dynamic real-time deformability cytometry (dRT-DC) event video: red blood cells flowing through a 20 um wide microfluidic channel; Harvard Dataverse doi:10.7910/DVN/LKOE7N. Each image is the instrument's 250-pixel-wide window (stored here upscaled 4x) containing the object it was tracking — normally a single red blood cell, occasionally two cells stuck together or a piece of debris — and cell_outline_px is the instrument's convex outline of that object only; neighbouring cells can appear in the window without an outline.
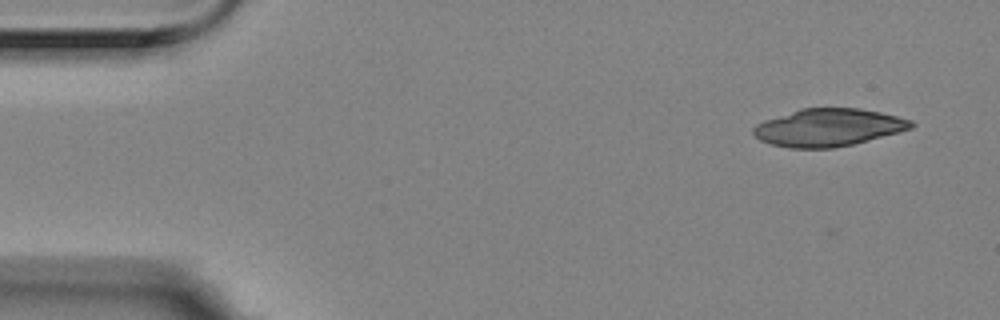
{"species": "Egyptian fruit bat (a non-hibernating species)", "species_latin": "Rousettus aegyptiacus", "temperature_condition": "room temperature", "stored_images_in_passage": 4, "camera_frame_rate_fps": 3000, "um_per_image_px": 0.085, "animal": {"sex": "female"}, "frame": {"image": 1, "passage_image": 1, "time_ms": 0.0, "image_size_px": [1000, 320], "cell_outline_px": [[916, 124], [912, 128], [900, 132], [852, 144], [832, 148], [788, 148], [768, 144], [760, 140], [752, 132], [752, 128], [756, 124], [764, 120], [800, 108], [860, 108], [880, 112], [912, 120]], "centroid_in_image_um": [70.39, 10.84], "position_along_channel_um": 14.6, "area_um2": 34.68}}